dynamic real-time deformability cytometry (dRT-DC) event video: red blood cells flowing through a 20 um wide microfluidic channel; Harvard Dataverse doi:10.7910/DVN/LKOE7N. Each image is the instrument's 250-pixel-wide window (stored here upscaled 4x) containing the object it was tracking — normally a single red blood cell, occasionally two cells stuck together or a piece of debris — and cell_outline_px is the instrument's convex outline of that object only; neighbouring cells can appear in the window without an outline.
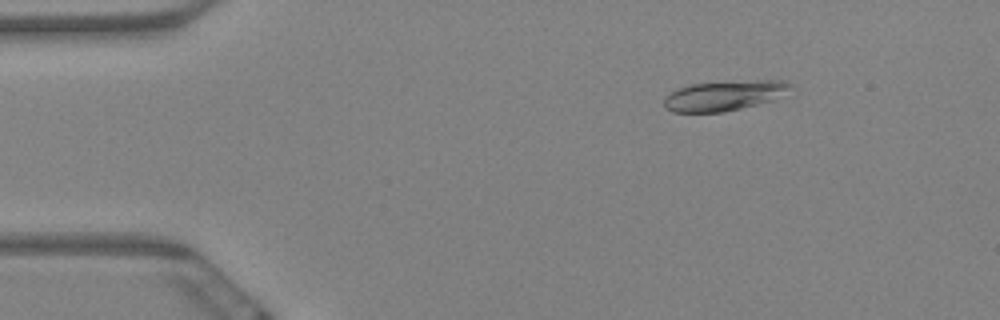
{"species": "Egyptian fruit bat (a non-hibernating species)", "species_latin": "Rousettus aegyptiacus", "temperature_condition": "warm", "stored_images_in_passage": 5, "camera_frame_rate_fps": 3000, "um_per_image_px": 0.085, "animal": {"sex": "female"}, "frame": {"image": 1, "passage_image": 3, "time_ms": 0.667, "image_size_px": [1000, 320], "cell_outline_px": [[792, 88], [776, 100], [724, 112], [672, 112], [664, 108], [664, 96], [676, 88], [692, 84], [756, 80], [784, 80], [792, 84]], "centroid_in_image_um": [61.57, 8.13], "position_along_channel_um": 23.4, "area_um2": 22.37}}